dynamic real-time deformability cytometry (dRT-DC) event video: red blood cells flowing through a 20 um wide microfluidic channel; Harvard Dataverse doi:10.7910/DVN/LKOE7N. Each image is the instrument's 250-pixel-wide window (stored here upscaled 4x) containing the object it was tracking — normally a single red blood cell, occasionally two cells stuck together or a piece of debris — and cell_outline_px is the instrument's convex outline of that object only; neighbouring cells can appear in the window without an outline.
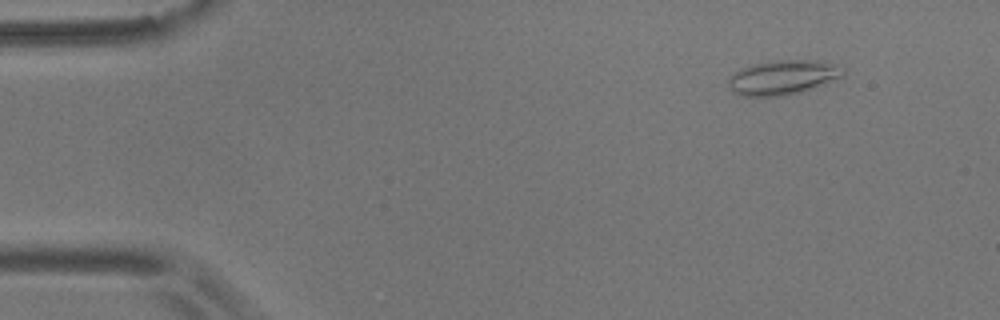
{"species": "common noctule bat (a hibernating species)", "species_latin": "Nyctalus noctula", "temperature_condition": "room temperature", "stored_images_in_passage": 5, "camera_frame_rate_fps": 3000, "um_per_image_px": 0.085, "animal": {"sex": "male", "body_mass_g": 17.9}, "frame": {"image": 1, "passage_image": 1, "time_ms": 0.0, "image_size_px": [1000, 320], "cell_outline_px": [[844, 76], [800, 92], [784, 96], [740, 96], [732, 92], [728, 88], [728, 76], [752, 64], [772, 60], [816, 60], [832, 64], [844, 68]], "centroid_in_image_um": [66.49, 6.58], "position_along_channel_um": 18.5, "area_um2": 23.06}}